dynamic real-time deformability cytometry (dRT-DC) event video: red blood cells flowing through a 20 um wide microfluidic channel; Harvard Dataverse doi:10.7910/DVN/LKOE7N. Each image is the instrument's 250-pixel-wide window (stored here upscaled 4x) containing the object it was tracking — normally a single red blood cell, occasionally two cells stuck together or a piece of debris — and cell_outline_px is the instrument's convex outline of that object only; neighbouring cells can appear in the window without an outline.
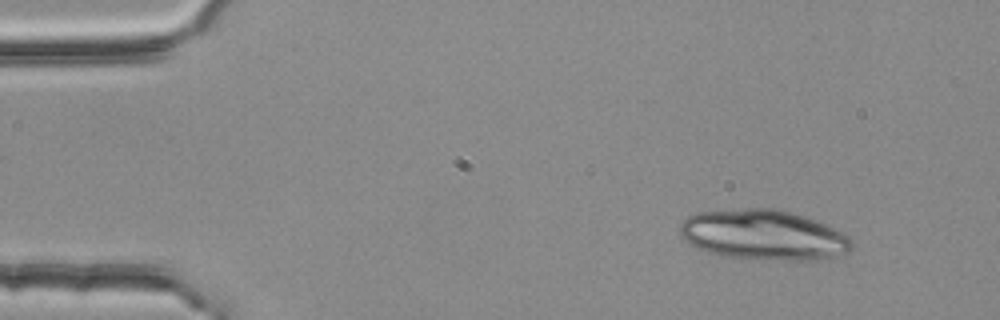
{"species": "common noctule bat (a hibernating species)", "species_latin": "Nyctalus noctula", "temperature_condition": "room temperature", "stored_images_in_passage": 51, "camera_frame_rate_fps": 3000, "um_per_image_px": 0.085, "animal": {"sex": "female", "body_mass_g": 25.1}, "frame": {"image": 1, "passage_image": 5, "time_ms": 1.333, "image_size_px": [1000, 320], "cell_outline_px": [[852, 248], [848, 252], [816, 260], [784, 260], [724, 256], [708, 252], [696, 248], [688, 244], [680, 236], [680, 220], [696, 212], [748, 208], [772, 208], [792, 212], [816, 220], [848, 236], [852, 240]], "centroid_in_image_um": [64.84, 19.96], "position_along_channel_um": 20.2, "area_um2": 50.17}}
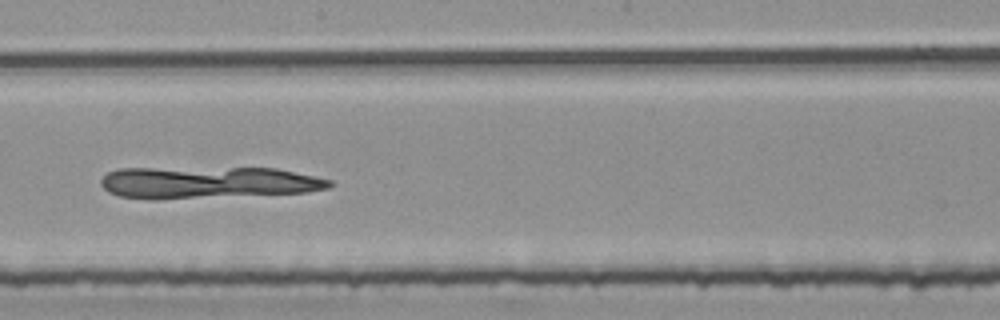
{"frame": {"image": 2, "passage_image": 29, "time_ms": 9.333, "image_size_px": [1000, 320], "cell_outline_px": [[332, 184], [328, 188], [304, 192], [152, 200], [120, 196], [108, 192], [100, 184], [100, 180], [108, 172], [120, 168], [276, 168], [332, 180]], "centroid_in_image_um": [17.6, 15.51], "position_along_channel_um": 230.6, "area_um2": 42.37}}
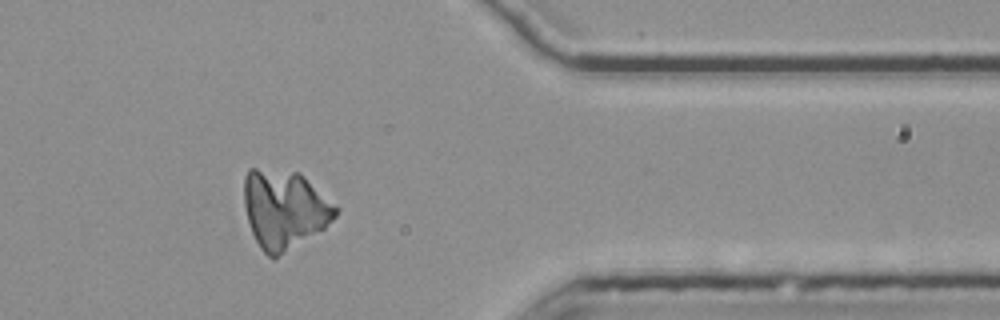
{"frame": {"image": 3, "passage_image": 43, "time_ms": 14.0, "image_size_px": [1000, 320], "cell_outline_px": [[340, 208], [336, 216], [324, 228], [272, 260], [260, 248], [252, 232], [248, 220], [244, 204], [244, 176], [248, 168], [256, 168], [300, 172]], "centroid_in_image_um": [24.17, 17.76], "position_along_channel_um": 387.2, "area_um2": 41.96}}